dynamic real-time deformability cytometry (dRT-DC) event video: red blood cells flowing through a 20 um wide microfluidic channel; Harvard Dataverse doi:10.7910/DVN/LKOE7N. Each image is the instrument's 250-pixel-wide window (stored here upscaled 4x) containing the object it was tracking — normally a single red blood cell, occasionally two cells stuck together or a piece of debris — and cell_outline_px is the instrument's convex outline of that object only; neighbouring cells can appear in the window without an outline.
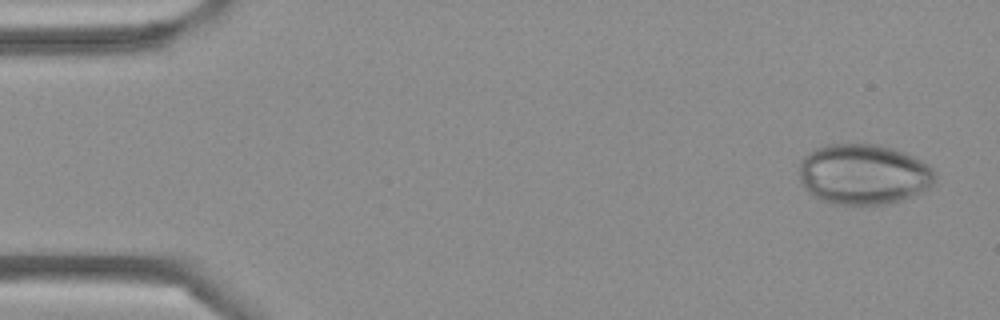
{"species": "Egyptian fruit bat (a non-hibernating species)", "species_latin": "Rousettus aegyptiacus", "temperature_condition": "cold", "stored_images_in_passage": 4, "camera_frame_rate_fps": 3000, "um_per_image_px": 0.085, "frame": {"image": 1, "passage_image": 1, "time_ms": 0.0, "image_size_px": [1000, 320], "cell_outline_px": [[936, 180], [932, 188], [912, 196], [900, 200], [884, 204], [832, 204], [820, 200], [812, 196], [804, 188], [800, 180], [800, 160], [808, 152], [824, 144], [876, 144], [892, 148], [904, 152], [928, 164], [936, 172]], "centroid_in_image_um": [73.4, 14.81], "position_along_channel_um": 11.6, "area_um2": 48.38}}